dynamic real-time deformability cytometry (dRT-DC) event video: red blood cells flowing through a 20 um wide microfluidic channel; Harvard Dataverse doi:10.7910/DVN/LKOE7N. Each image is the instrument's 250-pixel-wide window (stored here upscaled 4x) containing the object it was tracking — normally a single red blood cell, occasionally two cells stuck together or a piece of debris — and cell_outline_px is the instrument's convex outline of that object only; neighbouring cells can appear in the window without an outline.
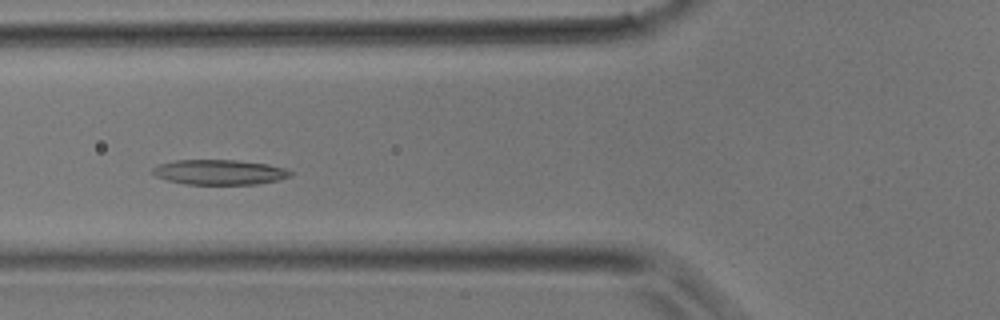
{"species": "common noctule bat (a hibernating species)", "species_latin": "Nyctalus noctula", "temperature_condition": "room temperature", "stored_images_in_passage": 35, "camera_frame_rate_fps": 3000, "um_per_image_px": 0.085, "animal": {"sex": "male", "body_mass_g": 17.9}, "frame": {"image": 1, "passage_image": 11, "time_ms": 3.333, "image_size_px": [1000, 320], "cell_outline_px": [[292, 172], [288, 176], [276, 180], [256, 184], [184, 184], [168, 180], [156, 176], [152, 172], [152, 168], [160, 164], [176, 160], [236, 160], [268, 164], [288, 168]], "centroid_in_image_um": [18.65, 14.63], "position_along_channel_um": 107.2, "area_um2": 19.94}}
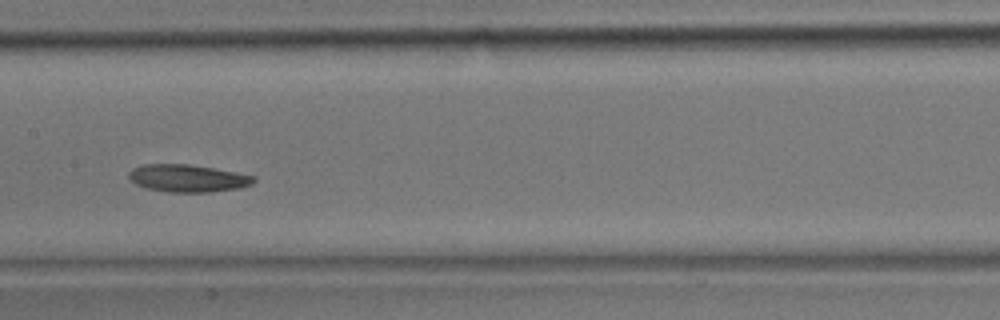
{"frame": {"image": 2, "passage_image": 16, "time_ms": 5.0, "image_size_px": [1000, 320], "cell_outline_px": [[256, 180], [252, 184], [240, 188], [208, 192], [168, 192], [144, 188], [136, 184], [128, 176], [128, 172], [132, 168], [140, 164], [188, 164], [212, 168], [256, 176]], "centroid_in_image_um": [15.93, 15.15], "position_along_channel_um": 191.5, "area_um2": 20.06}}
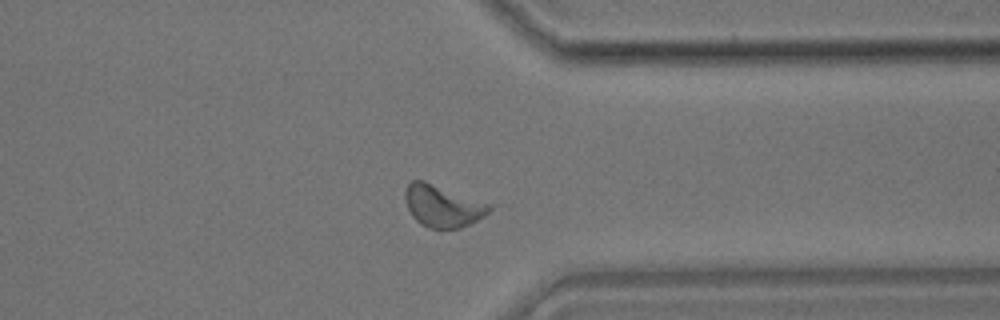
{"frame": {"image": 3, "passage_image": 27, "time_ms": 8.667, "image_size_px": [1000, 320], "cell_outline_px": [[492, 208], [484, 216], [460, 228], [428, 228], [420, 224], [412, 216], [404, 200], [404, 188], [412, 180], [424, 180], [492, 204]], "centroid_in_image_um": [37.6, 17.49], "position_along_channel_um": 373.8, "area_um2": 20.69}}